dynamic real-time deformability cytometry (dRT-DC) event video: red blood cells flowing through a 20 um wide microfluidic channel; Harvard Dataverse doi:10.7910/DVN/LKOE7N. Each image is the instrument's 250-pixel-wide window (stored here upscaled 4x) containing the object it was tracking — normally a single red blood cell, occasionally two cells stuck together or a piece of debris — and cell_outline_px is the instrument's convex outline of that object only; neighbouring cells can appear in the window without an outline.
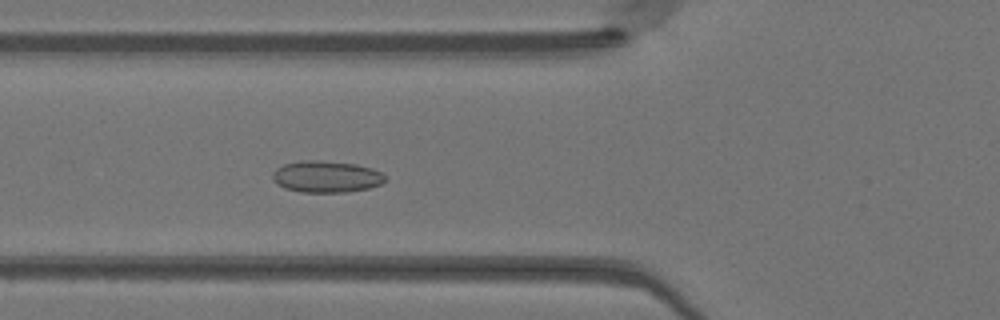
{"species": "Egyptian fruit bat (a non-hibernating species)", "species_latin": "Rousettus aegyptiacus", "temperature_condition": "warm", "stored_images_in_passage": 36, "camera_frame_rate_fps": 3000, "um_per_image_px": 0.085, "animal": {"sex": "female"}, "frame": {"image": 1, "passage_image": 5, "time_ms": 1.333, "image_size_px": [1000, 320], "cell_outline_px": [[388, 180], [380, 184], [368, 188], [348, 192], [300, 192], [284, 188], [276, 184], [272, 180], [272, 172], [276, 168], [284, 164], [300, 160], [320, 160], [356, 164], [372, 168], [388, 176]], "centroid_in_image_um": [27.73, 15.01], "position_along_channel_um": 98.1, "area_um2": 21.1}}
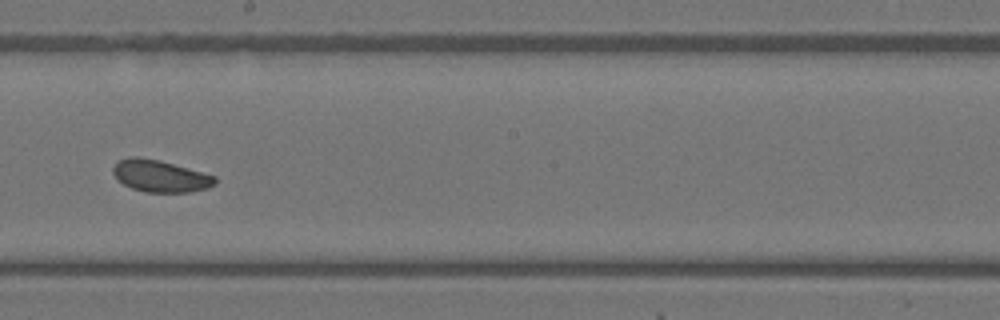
{"frame": {"image": 2, "passage_image": 15, "time_ms": 4.667, "image_size_px": [1000, 320], "cell_outline_px": [[216, 184], [208, 188], [188, 192], [144, 192], [132, 188], [116, 180], [112, 172], [112, 168], [120, 160], [128, 156], [136, 156], [160, 160], [216, 176]], "centroid_in_image_um": [13.6, 14.96], "position_along_channel_um": 234.6, "area_um2": 19.07}}
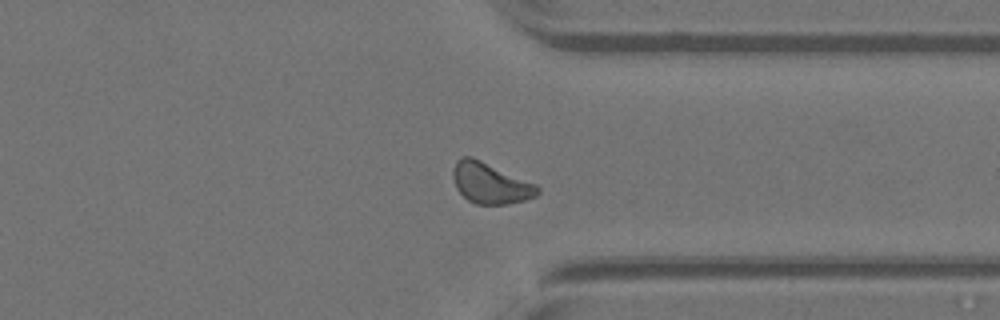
{"frame": {"image": 3, "passage_image": 25, "time_ms": 8.0, "image_size_px": [1000, 320], "cell_outline_px": [[540, 192], [536, 196], [524, 200], [508, 204], [476, 204], [468, 200], [456, 188], [452, 176], [452, 168], [456, 160], [460, 156], [472, 156], [536, 184], [540, 188]], "centroid_in_image_um": [41.65, 15.55], "position_along_channel_um": 369.7, "area_um2": 20.23}, "authors_computed_cell_mechanics": {"area_um2": 19.3919, "velocity_mm_per_s": 4.0932, "shape_relaxation_time_tau1_ms": 1.5213, "shape_relaxation_time_tau2_ms": 2.5424, "deformation_change_tau1": 0.0257, "deformation_change_tau2": 0.0645}}